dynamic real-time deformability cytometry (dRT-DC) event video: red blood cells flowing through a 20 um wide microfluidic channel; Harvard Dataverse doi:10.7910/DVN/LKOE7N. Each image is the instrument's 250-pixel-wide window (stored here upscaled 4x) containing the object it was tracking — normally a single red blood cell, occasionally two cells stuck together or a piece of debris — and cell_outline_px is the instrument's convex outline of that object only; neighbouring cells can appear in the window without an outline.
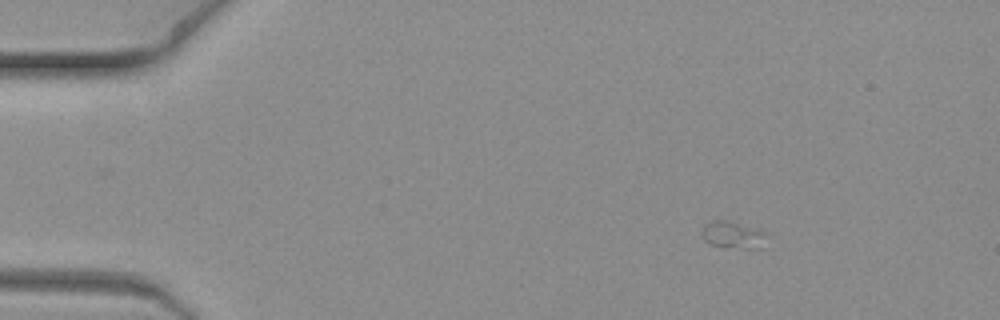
{"species": "common noctule bat (a hibernating species)", "species_latin": "Nyctalus noctula", "temperature_condition": "warm", "stored_images_in_passage": 4, "camera_frame_rate_fps": 3000, "um_per_image_px": 0.085, "animal": {"sex": "female", "body_mass_g": 19.3, "forearm_length_mm": 54.1}, "frame": {"image": 1, "passage_image": 1, "time_ms": 0.0, "image_size_px": [1000, 320], "cell_outline_px": [[768, 248], [724, 248], [712, 244], [704, 240], [700, 232], [704, 224], [712, 220], [728, 220], [760, 228], [768, 236]], "centroid_in_image_um": [62.38, 19.97], "position_along_channel_um": 22.6, "area_um2": 10.92}}